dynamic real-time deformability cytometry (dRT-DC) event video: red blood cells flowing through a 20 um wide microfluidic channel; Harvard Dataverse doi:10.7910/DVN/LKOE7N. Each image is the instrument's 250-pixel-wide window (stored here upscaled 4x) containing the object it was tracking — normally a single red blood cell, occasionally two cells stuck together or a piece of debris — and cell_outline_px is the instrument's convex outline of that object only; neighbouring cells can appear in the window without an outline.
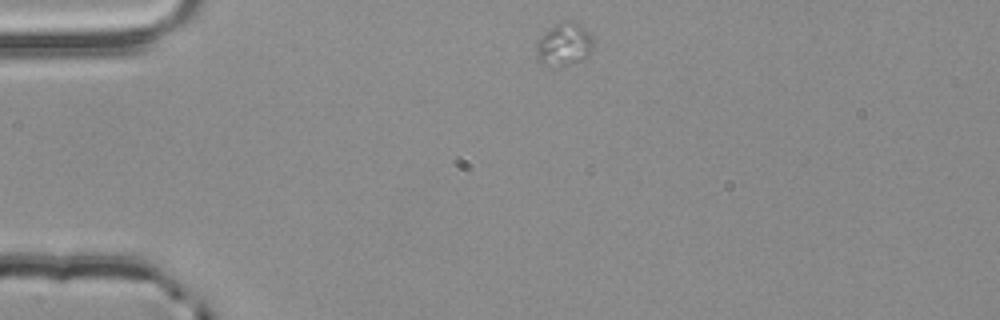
{"species": "common noctule bat (a hibernating species)", "species_latin": "Nyctalus noctula", "temperature_condition": "room temperature", "stored_images_in_passage": 44, "camera_frame_rate_fps": 3000, "um_per_image_px": 0.085, "animal": {"sex": "male", "body_mass_g": 20.4}, "frame": {"image": 1, "passage_image": 1, "time_ms": 0.0, "image_size_px": [1000, 320], "cell_outline_px": [[592, 48], [588, 56], [580, 60], [560, 68], [556, 68], [540, 64], [536, 60], [536, 44], [544, 32], [560, 20], [572, 20], [584, 28], [592, 36]], "centroid_in_image_um": [47.9, 3.79], "position_along_channel_um": 37.1, "area_um2": 14.62}}